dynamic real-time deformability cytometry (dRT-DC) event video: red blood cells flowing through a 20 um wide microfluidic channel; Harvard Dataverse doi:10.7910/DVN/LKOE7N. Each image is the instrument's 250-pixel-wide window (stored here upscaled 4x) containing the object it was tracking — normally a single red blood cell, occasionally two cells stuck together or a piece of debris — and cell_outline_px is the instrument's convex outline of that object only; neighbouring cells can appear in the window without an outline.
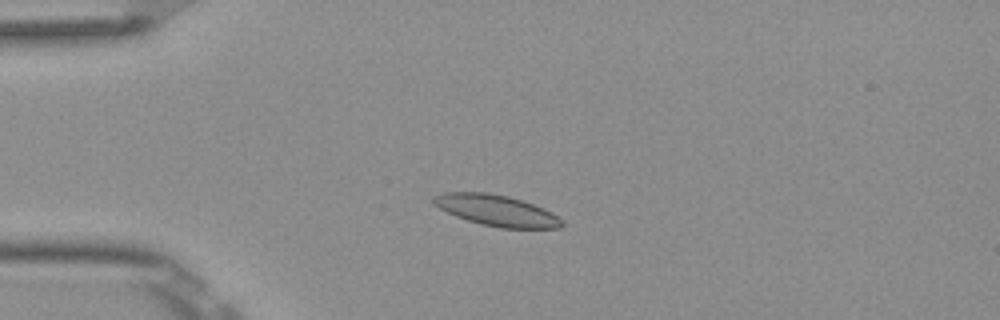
{"species": "Egyptian fruit bat (a non-hibernating species)", "species_latin": "Rousettus aegyptiacus", "temperature_condition": "room temperature", "stored_images_in_passage": 4, "camera_frame_rate_fps": 3000, "um_per_image_px": 0.085, "frame": {"image": 1, "passage_image": 3, "time_ms": 0.667, "image_size_px": [1000, 320], "cell_outline_px": [[564, 224], [560, 228], [500, 228], [480, 224], [456, 216], [432, 204], [432, 196], [444, 192], [488, 192], [508, 196], [544, 208], [552, 212], [564, 220]], "centroid_in_image_um": [42.21, 17.89], "position_along_channel_um": 42.8, "area_um2": 23.29}}